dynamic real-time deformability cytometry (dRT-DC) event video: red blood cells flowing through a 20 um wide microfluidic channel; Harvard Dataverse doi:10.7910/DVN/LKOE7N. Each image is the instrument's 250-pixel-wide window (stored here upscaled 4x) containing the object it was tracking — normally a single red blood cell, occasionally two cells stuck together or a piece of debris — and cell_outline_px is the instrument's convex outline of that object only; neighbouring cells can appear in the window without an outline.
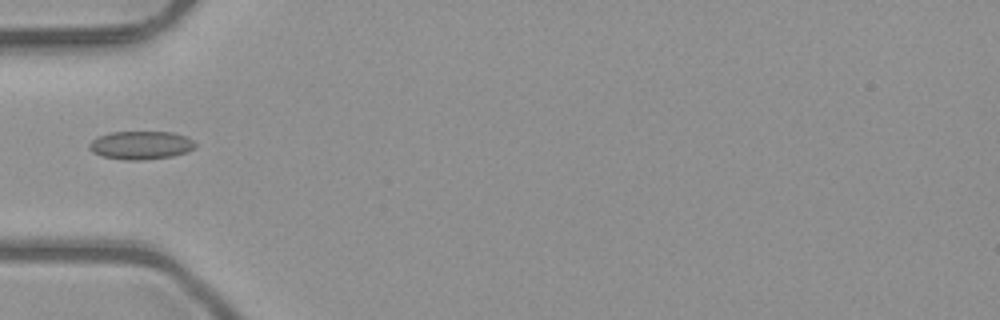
{"species": "common noctule bat (a hibernating species)", "species_latin": "Nyctalus noctula", "temperature_condition": "room temperature", "stored_images_in_passage": 5, "camera_frame_rate_fps": 3000, "um_per_image_px": 0.085, "animal": {"sex": "male", "body_mass_g": 23.1, "forearm_length_mm": 52.7}, "frame": {"image": 1, "passage_image": 5, "time_ms": 1.333, "image_size_px": [1000, 320], "cell_outline_px": [[196, 144], [192, 148], [184, 152], [172, 156], [144, 160], [128, 160], [100, 156], [92, 152], [88, 148], [88, 144], [92, 140], [100, 136], [112, 132], [172, 132], [184, 136], [192, 140]], "centroid_in_image_um": [11.92, 12.35], "position_along_channel_um": 73.1, "area_um2": 17.28}}